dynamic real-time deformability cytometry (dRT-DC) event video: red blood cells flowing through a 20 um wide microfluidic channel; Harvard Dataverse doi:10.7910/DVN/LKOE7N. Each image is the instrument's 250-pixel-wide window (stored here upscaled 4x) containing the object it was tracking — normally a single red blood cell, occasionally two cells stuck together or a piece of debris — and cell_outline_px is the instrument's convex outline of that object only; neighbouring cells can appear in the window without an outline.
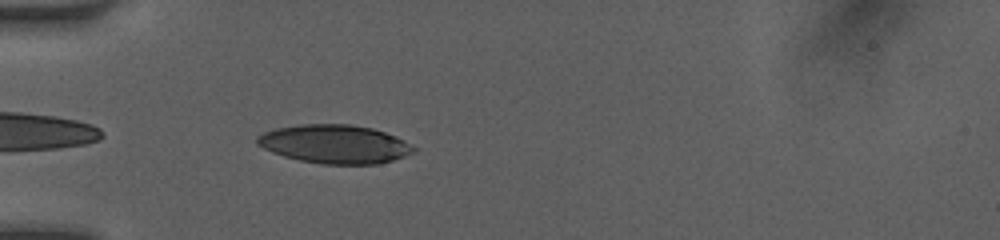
{"species": "human", "species_latin": "Homo sapiens", "temperature_condition": "room temperature", "stored_images_in_passage": 36, "camera_frame_rate_fps": 3000, "um_per_image_px": 0.085, "donor": {"sex": "female"}, "frame": {"image": 1, "passage_image": 2, "time_ms": 0.333, "image_size_px": [1000, 240], "cell_outline_px": [[416, 148], [412, 152], [404, 156], [392, 160], [376, 164], [320, 164], [300, 160], [284, 156], [272, 152], [256, 144], [256, 136], [264, 132], [276, 128], [300, 124], [348, 124], [372, 128], [396, 136], [404, 140]], "centroid_in_image_um": [28.42, 12.24], "position_along_channel_um": 56.6, "area_um2": 35.08}}
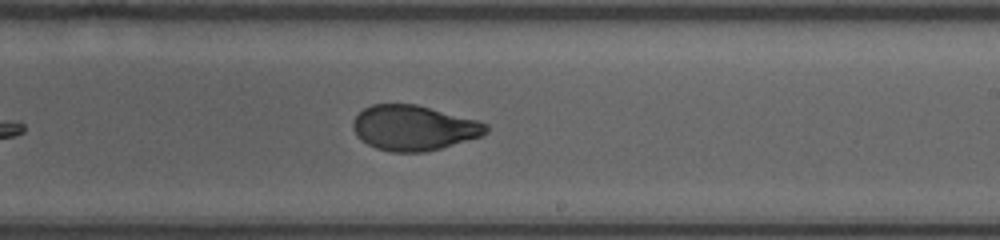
{"frame": {"image": 2, "passage_image": 17, "time_ms": 5.333, "image_size_px": [1000, 240], "cell_outline_px": [[488, 132], [480, 136], [440, 148], [424, 152], [392, 152], [376, 148], [360, 140], [352, 128], [352, 120], [364, 108], [372, 104], [416, 104], [480, 120], [488, 124]], "centroid_in_image_um": [35.17, 10.86], "position_along_channel_um": 253.8, "area_um2": 35.08}}
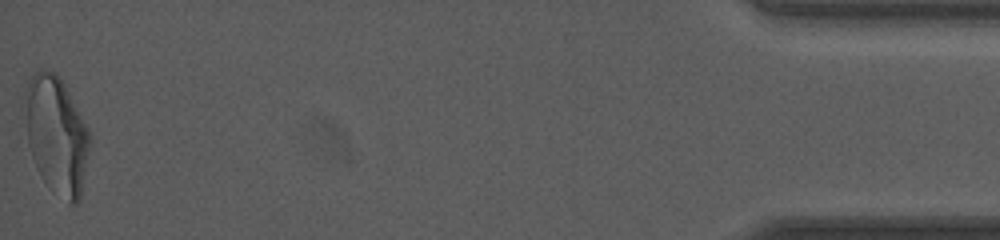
{"frame": {"image": 3, "passage_image": 36, "time_ms": 11.667, "image_size_px": [1000, 240], "cell_outline_px": [[92, 136], [80, 200], [76, 204], [68, 204], [40, 176], [32, 156], [28, 144], [20, 108], [20, 96], [28, 80], [40, 68], [44, 68], [56, 72], [64, 84], [88, 128]], "centroid_in_image_um": [4.74, 11.4], "position_along_channel_um": 430.5, "area_um2": 45.6}, "authors_computed_cell_mechanics": {"area_um2": 35.9805, "velocity_mm_per_s": 4.1602, "shape_relaxation_time_tau1_ms": 4.0338, "shape_relaxation_time_tau2_ms": 1.0281, "deformation_change_tau1": 0.1734, "deformation_change_tau2": 0.0609}}